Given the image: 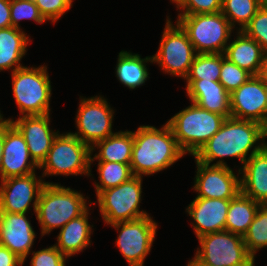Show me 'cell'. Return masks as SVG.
<instances>
[{
    "mask_svg": "<svg viewBox=\"0 0 267 266\" xmlns=\"http://www.w3.org/2000/svg\"><path fill=\"white\" fill-rule=\"evenodd\" d=\"M43 18L52 24L57 22L73 4V0H33Z\"/></svg>",
    "mask_w": 267,
    "mask_h": 266,
    "instance_id": "35",
    "label": "cell"
},
{
    "mask_svg": "<svg viewBox=\"0 0 267 266\" xmlns=\"http://www.w3.org/2000/svg\"><path fill=\"white\" fill-rule=\"evenodd\" d=\"M46 65L23 66L11 73L12 93L19 116L50 114L51 80Z\"/></svg>",
    "mask_w": 267,
    "mask_h": 266,
    "instance_id": "5",
    "label": "cell"
},
{
    "mask_svg": "<svg viewBox=\"0 0 267 266\" xmlns=\"http://www.w3.org/2000/svg\"><path fill=\"white\" fill-rule=\"evenodd\" d=\"M117 57L115 74L119 82L130 90L145 85L150 78L146 63L153 64V56L141 58L138 53L122 50Z\"/></svg>",
    "mask_w": 267,
    "mask_h": 266,
    "instance_id": "26",
    "label": "cell"
},
{
    "mask_svg": "<svg viewBox=\"0 0 267 266\" xmlns=\"http://www.w3.org/2000/svg\"><path fill=\"white\" fill-rule=\"evenodd\" d=\"M176 18V22L187 33L197 54L224 53L235 30L221 11L178 15Z\"/></svg>",
    "mask_w": 267,
    "mask_h": 266,
    "instance_id": "7",
    "label": "cell"
},
{
    "mask_svg": "<svg viewBox=\"0 0 267 266\" xmlns=\"http://www.w3.org/2000/svg\"><path fill=\"white\" fill-rule=\"evenodd\" d=\"M31 38L22 29L9 27L0 29V72L23 67L22 58L27 53Z\"/></svg>",
    "mask_w": 267,
    "mask_h": 266,
    "instance_id": "25",
    "label": "cell"
},
{
    "mask_svg": "<svg viewBox=\"0 0 267 266\" xmlns=\"http://www.w3.org/2000/svg\"><path fill=\"white\" fill-rule=\"evenodd\" d=\"M133 143V131L120 130L115 132L109 137L96 142L91 147L90 165H92L95 160L130 164ZM96 148L98 149V152L93 154Z\"/></svg>",
    "mask_w": 267,
    "mask_h": 266,
    "instance_id": "24",
    "label": "cell"
},
{
    "mask_svg": "<svg viewBox=\"0 0 267 266\" xmlns=\"http://www.w3.org/2000/svg\"><path fill=\"white\" fill-rule=\"evenodd\" d=\"M262 6H267V0H258Z\"/></svg>",
    "mask_w": 267,
    "mask_h": 266,
    "instance_id": "44",
    "label": "cell"
},
{
    "mask_svg": "<svg viewBox=\"0 0 267 266\" xmlns=\"http://www.w3.org/2000/svg\"><path fill=\"white\" fill-rule=\"evenodd\" d=\"M231 117L252 120L267 128V95L265 82L252 75L230 94Z\"/></svg>",
    "mask_w": 267,
    "mask_h": 266,
    "instance_id": "15",
    "label": "cell"
},
{
    "mask_svg": "<svg viewBox=\"0 0 267 266\" xmlns=\"http://www.w3.org/2000/svg\"><path fill=\"white\" fill-rule=\"evenodd\" d=\"M51 114L24 115L12 119L3 117L0 110V120L11 122L24 136L29 153L33 161L40 166L45 160L59 130L50 127Z\"/></svg>",
    "mask_w": 267,
    "mask_h": 266,
    "instance_id": "16",
    "label": "cell"
},
{
    "mask_svg": "<svg viewBox=\"0 0 267 266\" xmlns=\"http://www.w3.org/2000/svg\"><path fill=\"white\" fill-rule=\"evenodd\" d=\"M4 148V121L0 120V167Z\"/></svg>",
    "mask_w": 267,
    "mask_h": 266,
    "instance_id": "41",
    "label": "cell"
},
{
    "mask_svg": "<svg viewBox=\"0 0 267 266\" xmlns=\"http://www.w3.org/2000/svg\"><path fill=\"white\" fill-rule=\"evenodd\" d=\"M242 31L249 38L254 39L264 52H267V6H261Z\"/></svg>",
    "mask_w": 267,
    "mask_h": 266,
    "instance_id": "34",
    "label": "cell"
},
{
    "mask_svg": "<svg viewBox=\"0 0 267 266\" xmlns=\"http://www.w3.org/2000/svg\"><path fill=\"white\" fill-rule=\"evenodd\" d=\"M186 95L200 108L231 117L230 93L219 81L186 80Z\"/></svg>",
    "mask_w": 267,
    "mask_h": 266,
    "instance_id": "20",
    "label": "cell"
},
{
    "mask_svg": "<svg viewBox=\"0 0 267 266\" xmlns=\"http://www.w3.org/2000/svg\"><path fill=\"white\" fill-rule=\"evenodd\" d=\"M90 208L79 217L71 219L60 229L56 237L57 243L54 244L55 247L67 258L83 252L84 249H87L92 244L90 239L94 230L92 227L94 226L88 222Z\"/></svg>",
    "mask_w": 267,
    "mask_h": 266,
    "instance_id": "22",
    "label": "cell"
},
{
    "mask_svg": "<svg viewBox=\"0 0 267 266\" xmlns=\"http://www.w3.org/2000/svg\"><path fill=\"white\" fill-rule=\"evenodd\" d=\"M225 120V116L200 108L192 102L172 116L167 123L183 152L194 156L221 128Z\"/></svg>",
    "mask_w": 267,
    "mask_h": 266,
    "instance_id": "4",
    "label": "cell"
},
{
    "mask_svg": "<svg viewBox=\"0 0 267 266\" xmlns=\"http://www.w3.org/2000/svg\"><path fill=\"white\" fill-rule=\"evenodd\" d=\"M266 95H267V82H265Z\"/></svg>",
    "mask_w": 267,
    "mask_h": 266,
    "instance_id": "45",
    "label": "cell"
},
{
    "mask_svg": "<svg viewBox=\"0 0 267 266\" xmlns=\"http://www.w3.org/2000/svg\"><path fill=\"white\" fill-rule=\"evenodd\" d=\"M99 182L94 181L96 196L103 190L114 188L133 177L130 164L97 161Z\"/></svg>",
    "mask_w": 267,
    "mask_h": 266,
    "instance_id": "28",
    "label": "cell"
},
{
    "mask_svg": "<svg viewBox=\"0 0 267 266\" xmlns=\"http://www.w3.org/2000/svg\"><path fill=\"white\" fill-rule=\"evenodd\" d=\"M230 199L195 197L186 207L187 214L192 218L191 224L196 238L225 231L226 217Z\"/></svg>",
    "mask_w": 267,
    "mask_h": 266,
    "instance_id": "19",
    "label": "cell"
},
{
    "mask_svg": "<svg viewBox=\"0 0 267 266\" xmlns=\"http://www.w3.org/2000/svg\"><path fill=\"white\" fill-rule=\"evenodd\" d=\"M241 193L255 202H267V144L239 167Z\"/></svg>",
    "mask_w": 267,
    "mask_h": 266,
    "instance_id": "21",
    "label": "cell"
},
{
    "mask_svg": "<svg viewBox=\"0 0 267 266\" xmlns=\"http://www.w3.org/2000/svg\"><path fill=\"white\" fill-rule=\"evenodd\" d=\"M26 213L0 212V244L25 262L36 233Z\"/></svg>",
    "mask_w": 267,
    "mask_h": 266,
    "instance_id": "18",
    "label": "cell"
},
{
    "mask_svg": "<svg viewBox=\"0 0 267 266\" xmlns=\"http://www.w3.org/2000/svg\"><path fill=\"white\" fill-rule=\"evenodd\" d=\"M11 26L22 29L20 21L33 20L37 24H44L46 20L33 0H10Z\"/></svg>",
    "mask_w": 267,
    "mask_h": 266,
    "instance_id": "33",
    "label": "cell"
},
{
    "mask_svg": "<svg viewBox=\"0 0 267 266\" xmlns=\"http://www.w3.org/2000/svg\"><path fill=\"white\" fill-rule=\"evenodd\" d=\"M258 76L264 81L267 82V52H264L261 69Z\"/></svg>",
    "mask_w": 267,
    "mask_h": 266,
    "instance_id": "40",
    "label": "cell"
},
{
    "mask_svg": "<svg viewBox=\"0 0 267 266\" xmlns=\"http://www.w3.org/2000/svg\"><path fill=\"white\" fill-rule=\"evenodd\" d=\"M260 206V203L241 192L235 198L230 199L225 231L244 236Z\"/></svg>",
    "mask_w": 267,
    "mask_h": 266,
    "instance_id": "27",
    "label": "cell"
},
{
    "mask_svg": "<svg viewBox=\"0 0 267 266\" xmlns=\"http://www.w3.org/2000/svg\"><path fill=\"white\" fill-rule=\"evenodd\" d=\"M186 266H209V265H196L192 260H189Z\"/></svg>",
    "mask_w": 267,
    "mask_h": 266,
    "instance_id": "42",
    "label": "cell"
},
{
    "mask_svg": "<svg viewBox=\"0 0 267 266\" xmlns=\"http://www.w3.org/2000/svg\"><path fill=\"white\" fill-rule=\"evenodd\" d=\"M30 266H66L67 257L55 245L38 251H31Z\"/></svg>",
    "mask_w": 267,
    "mask_h": 266,
    "instance_id": "37",
    "label": "cell"
},
{
    "mask_svg": "<svg viewBox=\"0 0 267 266\" xmlns=\"http://www.w3.org/2000/svg\"><path fill=\"white\" fill-rule=\"evenodd\" d=\"M75 123L77 132H71L83 143L92 147L96 142L103 140L113 132L114 109L104 96L79 97Z\"/></svg>",
    "mask_w": 267,
    "mask_h": 266,
    "instance_id": "11",
    "label": "cell"
},
{
    "mask_svg": "<svg viewBox=\"0 0 267 266\" xmlns=\"http://www.w3.org/2000/svg\"><path fill=\"white\" fill-rule=\"evenodd\" d=\"M45 184L54 182H46L36 173L0 180V212L27 214L32 207L36 213L39 195Z\"/></svg>",
    "mask_w": 267,
    "mask_h": 266,
    "instance_id": "13",
    "label": "cell"
},
{
    "mask_svg": "<svg viewBox=\"0 0 267 266\" xmlns=\"http://www.w3.org/2000/svg\"><path fill=\"white\" fill-rule=\"evenodd\" d=\"M142 178L133 176L128 181L103 190L96 196L97 201L94 204H98L104 224L133 221L150 215L145 210H140Z\"/></svg>",
    "mask_w": 267,
    "mask_h": 266,
    "instance_id": "9",
    "label": "cell"
},
{
    "mask_svg": "<svg viewBox=\"0 0 267 266\" xmlns=\"http://www.w3.org/2000/svg\"><path fill=\"white\" fill-rule=\"evenodd\" d=\"M150 215L125 222L111 224L119 232L115 241L129 266H144L158 230V223Z\"/></svg>",
    "mask_w": 267,
    "mask_h": 266,
    "instance_id": "12",
    "label": "cell"
},
{
    "mask_svg": "<svg viewBox=\"0 0 267 266\" xmlns=\"http://www.w3.org/2000/svg\"><path fill=\"white\" fill-rule=\"evenodd\" d=\"M252 76L247 70L240 68L235 63L225 58L221 53V72L219 82L224 86L225 90L230 94L238 89Z\"/></svg>",
    "mask_w": 267,
    "mask_h": 266,
    "instance_id": "32",
    "label": "cell"
},
{
    "mask_svg": "<svg viewBox=\"0 0 267 266\" xmlns=\"http://www.w3.org/2000/svg\"><path fill=\"white\" fill-rule=\"evenodd\" d=\"M247 252L255 259L261 248L267 247V208L261 205L243 236Z\"/></svg>",
    "mask_w": 267,
    "mask_h": 266,
    "instance_id": "31",
    "label": "cell"
},
{
    "mask_svg": "<svg viewBox=\"0 0 267 266\" xmlns=\"http://www.w3.org/2000/svg\"><path fill=\"white\" fill-rule=\"evenodd\" d=\"M261 6L258 0H222L221 12L234 29L242 31Z\"/></svg>",
    "mask_w": 267,
    "mask_h": 266,
    "instance_id": "29",
    "label": "cell"
},
{
    "mask_svg": "<svg viewBox=\"0 0 267 266\" xmlns=\"http://www.w3.org/2000/svg\"><path fill=\"white\" fill-rule=\"evenodd\" d=\"M11 27L10 0H0V29Z\"/></svg>",
    "mask_w": 267,
    "mask_h": 266,
    "instance_id": "39",
    "label": "cell"
},
{
    "mask_svg": "<svg viewBox=\"0 0 267 266\" xmlns=\"http://www.w3.org/2000/svg\"><path fill=\"white\" fill-rule=\"evenodd\" d=\"M39 166L30 156L24 136L11 123L4 121V148L0 180L35 173Z\"/></svg>",
    "mask_w": 267,
    "mask_h": 266,
    "instance_id": "17",
    "label": "cell"
},
{
    "mask_svg": "<svg viewBox=\"0 0 267 266\" xmlns=\"http://www.w3.org/2000/svg\"><path fill=\"white\" fill-rule=\"evenodd\" d=\"M23 260L0 244V266H22Z\"/></svg>",
    "mask_w": 267,
    "mask_h": 266,
    "instance_id": "38",
    "label": "cell"
},
{
    "mask_svg": "<svg viewBox=\"0 0 267 266\" xmlns=\"http://www.w3.org/2000/svg\"><path fill=\"white\" fill-rule=\"evenodd\" d=\"M185 155L167 122L161 128L141 125L134 131L130 163L134 176L166 170Z\"/></svg>",
    "mask_w": 267,
    "mask_h": 266,
    "instance_id": "2",
    "label": "cell"
},
{
    "mask_svg": "<svg viewBox=\"0 0 267 266\" xmlns=\"http://www.w3.org/2000/svg\"><path fill=\"white\" fill-rule=\"evenodd\" d=\"M91 147L83 143L71 132L55 137L52 146L39 170L42 177L48 176H81L91 177Z\"/></svg>",
    "mask_w": 267,
    "mask_h": 266,
    "instance_id": "6",
    "label": "cell"
},
{
    "mask_svg": "<svg viewBox=\"0 0 267 266\" xmlns=\"http://www.w3.org/2000/svg\"><path fill=\"white\" fill-rule=\"evenodd\" d=\"M170 1L172 4L174 3L177 7L183 0H170Z\"/></svg>",
    "mask_w": 267,
    "mask_h": 266,
    "instance_id": "43",
    "label": "cell"
},
{
    "mask_svg": "<svg viewBox=\"0 0 267 266\" xmlns=\"http://www.w3.org/2000/svg\"><path fill=\"white\" fill-rule=\"evenodd\" d=\"M167 16L157 53L153 63H157L162 72L185 80L193 63L196 52L187 33Z\"/></svg>",
    "mask_w": 267,
    "mask_h": 266,
    "instance_id": "10",
    "label": "cell"
},
{
    "mask_svg": "<svg viewBox=\"0 0 267 266\" xmlns=\"http://www.w3.org/2000/svg\"><path fill=\"white\" fill-rule=\"evenodd\" d=\"M266 138L267 128L261 123L228 117L193 157L195 161L218 166H228L223 158H237L243 166L267 144Z\"/></svg>",
    "mask_w": 267,
    "mask_h": 266,
    "instance_id": "1",
    "label": "cell"
},
{
    "mask_svg": "<svg viewBox=\"0 0 267 266\" xmlns=\"http://www.w3.org/2000/svg\"><path fill=\"white\" fill-rule=\"evenodd\" d=\"M88 196L61 183L45 184L40 192L36 219L41 227V238L56 228H62L71 219L82 215L92 205Z\"/></svg>",
    "mask_w": 267,
    "mask_h": 266,
    "instance_id": "3",
    "label": "cell"
},
{
    "mask_svg": "<svg viewBox=\"0 0 267 266\" xmlns=\"http://www.w3.org/2000/svg\"><path fill=\"white\" fill-rule=\"evenodd\" d=\"M237 33V34H236ZM236 38L226 46L224 56L252 75H258L261 69L264 51L262 47L243 31H237Z\"/></svg>",
    "mask_w": 267,
    "mask_h": 266,
    "instance_id": "23",
    "label": "cell"
},
{
    "mask_svg": "<svg viewBox=\"0 0 267 266\" xmlns=\"http://www.w3.org/2000/svg\"><path fill=\"white\" fill-rule=\"evenodd\" d=\"M178 15L217 13L222 9V0H183L177 7Z\"/></svg>",
    "mask_w": 267,
    "mask_h": 266,
    "instance_id": "36",
    "label": "cell"
},
{
    "mask_svg": "<svg viewBox=\"0 0 267 266\" xmlns=\"http://www.w3.org/2000/svg\"><path fill=\"white\" fill-rule=\"evenodd\" d=\"M198 241L199 247L191 259L196 265L255 266L241 235L221 231L203 235Z\"/></svg>",
    "mask_w": 267,
    "mask_h": 266,
    "instance_id": "8",
    "label": "cell"
},
{
    "mask_svg": "<svg viewBox=\"0 0 267 266\" xmlns=\"http://www.w3.org/2000/svg\"><path fill=\"white\" fill-rule=\"evenodd\" d=\"M196 162L193 190L196 197L233 199L241 192L240 170L233 172L230 166L207 165Z\"/></svg>",
    "mask_w": 267,
    "mask_h": 266,
    "instance_id": "14",
    "label": "cell"
},
{
    "mask_svg": "<svg viewBox=\"0 0 267 266\" xmlns=\"http://www.w3.org/2000/svg\"><path fill=\"white\" fill-rule=\"evenodd\" d=\"M221 53L196 54L185 80L219 81Z\"/></svg>",
    "mask_w": 267,
    "mask_h": 266,
    "instance_id": "30",
    "label": "cell"
}]
</instances>
